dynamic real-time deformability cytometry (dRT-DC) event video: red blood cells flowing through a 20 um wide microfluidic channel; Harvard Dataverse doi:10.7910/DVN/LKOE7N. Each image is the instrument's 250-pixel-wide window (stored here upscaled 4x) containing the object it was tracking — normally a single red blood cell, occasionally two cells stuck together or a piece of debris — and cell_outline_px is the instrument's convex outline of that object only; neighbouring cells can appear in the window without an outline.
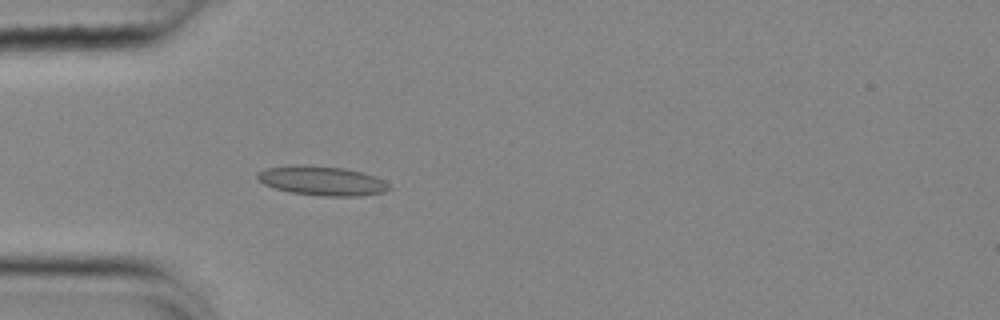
{"species": "common noctule bat (a hibernating species)", "species_latin": "Nyctalus noctula", "temperature_condition": "cold", "stored_images_in_passage": 44, "camera_frame_rate_fps": 3000, "um_per_image_px": 0.085, "animal": {"sex": "female", "body_mass_g": 25.1}, "frame": {"image": 1, "passage_image": 6, "time_ms": 1.667, "image_size_px": [1000, 320], "cell_outline_px": [[392, 188], [384, 192], [360, 196], [324, 196], [292, 192], [276, 188], [264, 184], [256, 176], [260, 172], [268, 168], [296, 164], [344, 168], [376, 176], [384, 180]], "centroid_in_image_um": [27.42, 15.37], "position_along_channel_um": 57.6, "area_um2": 22.25}}
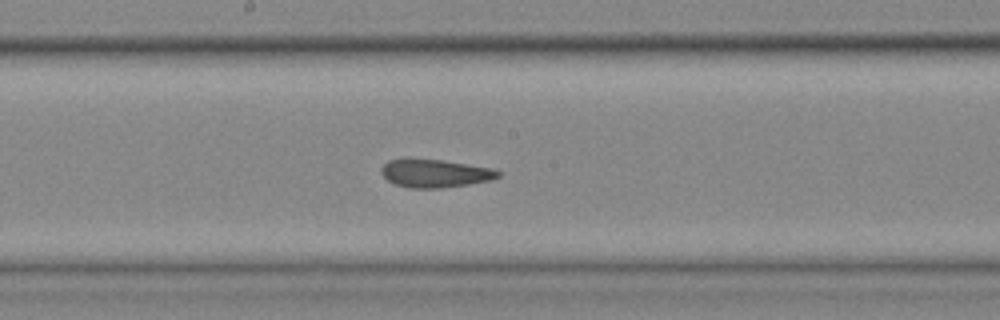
{"frame": {"image": 2, "passage_image": 19, "time_ms": 6.0, "image_size_px": [1000, 320], "cell_outline_px": [[500, 176], [492, 180], [468, 184], [440, 188], [408, 188], [396, 184], [388, 180], [380, 172], [380, 168], [388, 160], [440, 160], [492, 168], [500, 172]], "centroid_in_image_um": [36.98, 14.75], "position_along_channel_um": 211.2, "area_um2": 18.73}}
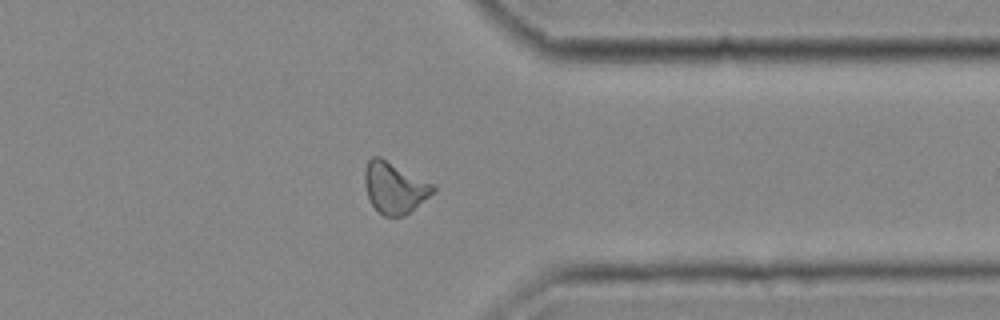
{"frame": {"image": 3, "passage_image": 33, "time_ms": 10.667, "image_size_px": [1000, 320], "cell_outline_px": [[436, 192], [404, 216], [384, 216], [372, 204], [368, 196], [364, 184], [364, 172], [368, 160], [372, 156], [380, 156], [436, 184]], "centroid_in_image_um": [33.57, 15.93], "position_along_channel_um": 377.8, "area_um2": 20.69}, "authors_computed_cell_mechanics": {"area_um2": 19.6809, "velocity_mm_per_s": 3.6643, "shape_relaxation_time_tau1_ms": null, "shape_relaxation_time_tau2_ms": 2.5168, "deformation_change_tau1": null, "deformation_change_tau2": 0.0856}}